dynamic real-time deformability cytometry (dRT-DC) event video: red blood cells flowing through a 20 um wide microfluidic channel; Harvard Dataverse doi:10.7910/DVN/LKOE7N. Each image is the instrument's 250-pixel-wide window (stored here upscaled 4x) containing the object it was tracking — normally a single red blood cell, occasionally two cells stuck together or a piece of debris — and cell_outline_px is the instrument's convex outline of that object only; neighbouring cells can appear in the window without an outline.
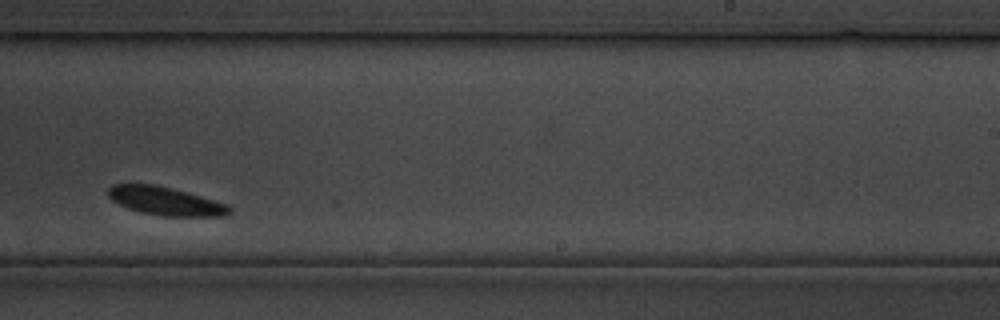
{"species": "common noctule bat (a hibernating species)", "species_latin": "Nyctalus noctula", "temperature_condition": "cold", "stored_images_in_passage": 23, "camera_frame_rate_fps": 3000, "um_per_image_px": 0.085, "animal": {"sex": "male", "body_mass_g": 19.5, "forearm_length_mm": 54.6}, "frame": {"image": 1, "passage_image": 14, "time_ms": 16.667, "image_size_px": [1000, 320], "cell_outline_px": [[232, 212], [224, 216], [164, 216], [140, 212], [128, 208], [112, 200], [108, 196], [108, 188], [112, 184], [156, 184], [172, 188], [228, 204], [232, 208]], "centroid_in_image_um": [14.08, 17.09], "position_along_channel_um": 274.9, "area_um2": 20.0}}
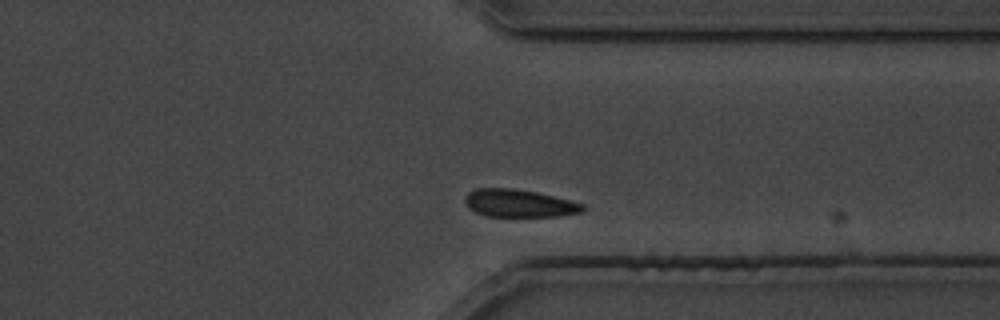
{"frame": {"image": 2, "passage_image": 20, "time_ms": 23.333, "image_size_px": [1000, 320], "cell_outline_px": [[588, 208], [584, 212], [560, 216], [488, 216], [476, 212], [468, 208], [464, 200], [464, 196], [472, 188], [512, 188], [536, 192], [584, 204]], "centroid_in_image_um": [44.12, 17.28], "position_along_channel_um": 367.3, "area_um2": 19.13}}